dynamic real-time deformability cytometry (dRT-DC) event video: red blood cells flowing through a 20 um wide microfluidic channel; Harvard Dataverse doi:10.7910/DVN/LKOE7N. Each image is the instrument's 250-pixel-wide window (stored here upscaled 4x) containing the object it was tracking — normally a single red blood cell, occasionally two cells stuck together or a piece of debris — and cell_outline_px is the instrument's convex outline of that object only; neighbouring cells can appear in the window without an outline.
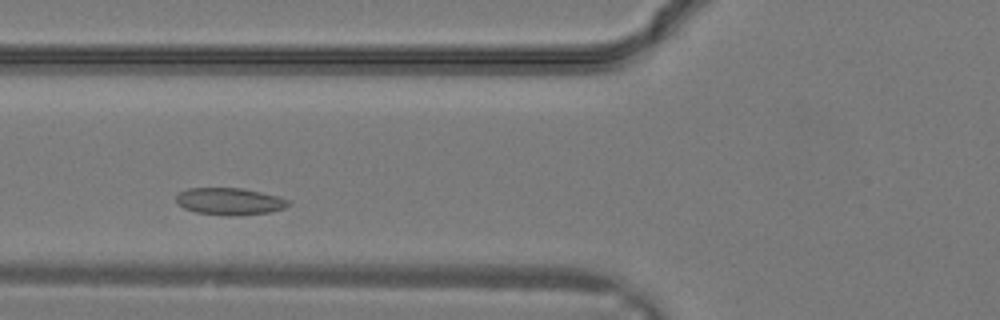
{"species": "common noctule bat (a hibernating species)", "species_latin": "Nyctalus noctula", "temperature_condition": "warm", "stored_images_in_passage": 25, "camera_frame_rate_fps": 3000, "um_per_image_px": 0.085, "animal": {"sex": "male", "body_mass_g": 19.2, "forearm_length_mm": 51.8}, "frame": {"image": 1, "passage_image": 5, "time_ms": 1.333, "image_size_px": [1000, 320], "cell_outline_px": [[292, 204], [284, 208], [268, 212], [232, 216], [224, 216], [196, 212], [184, 208], [176, 204], [176, 196], [180, 192], [188, 188], [240, 188], [260, 192], [276, 196], [288, 200]], "centroid_in_image_um": [19.48, 17.12], "position_along_channel_um": 106.3, "area_um2": 17.63}}
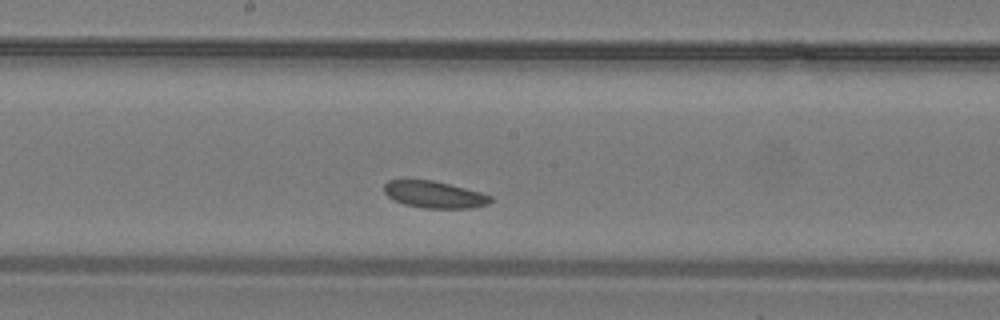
{"frame": {"image": 2, "passage_image": 10, "time_ms": 3.0, "image_size_px": [1000, 320], "cell_outline_px": [[492, 200], [488, 204], [472, 208], [424, 208], [404, 204], [392, 200], [384, 192], [384, 184], [388, 180], [432, 180], [480, 192], [492, 196]], "centroid_in_image_um": [36.9, 16.54], "position_along_channel_um": 211.3, "area_um2": 16.59}}
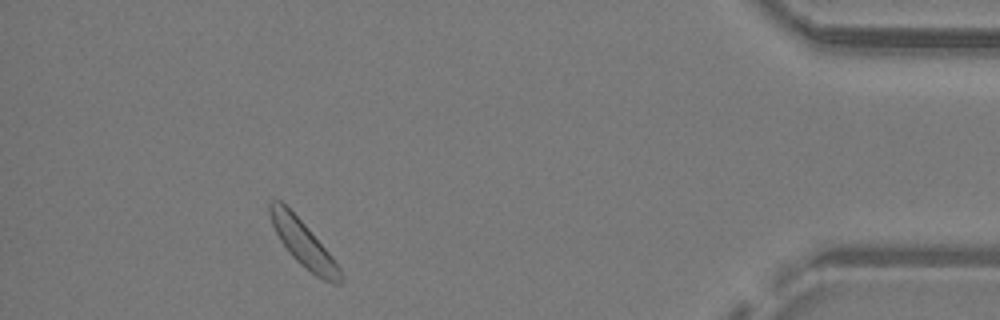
{"frame": {"image": 3, "passage_image": 22, "time_ms": 7.0, "image_size_px": [1000, 320], "cell_outline_px": [[344, 280], [340, 284], [332, 284], [316, 276], [304, 268], [288, 252], [280, 240], [272, 224], [268, 212], [268, 204], [272, 200], [280, 200], [304, 224], [332, 256], [340, 268], [344, 276]], "centroid_in_image_um": [25.8, 20.75], "position_along_channel_um": 409.4, "area_um2": 18.79}}